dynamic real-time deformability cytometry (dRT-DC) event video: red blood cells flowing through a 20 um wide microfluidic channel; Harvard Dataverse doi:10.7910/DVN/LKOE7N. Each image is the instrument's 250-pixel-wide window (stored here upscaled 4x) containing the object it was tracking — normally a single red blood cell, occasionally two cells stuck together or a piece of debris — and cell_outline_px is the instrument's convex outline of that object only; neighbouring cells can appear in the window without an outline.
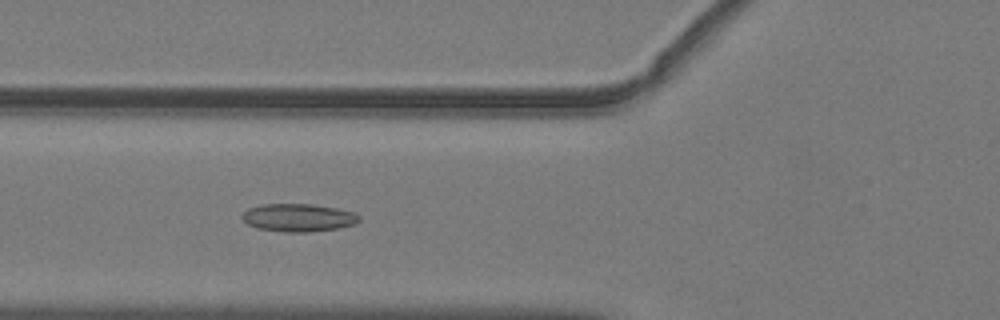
{"species": "common noctule bat (a hibernating species)", "species_latin": "Nyctalus noctula", "temperature_condition": "warm", "stored_images_in_passage": 52, "camera_frame_rate_fps": 3000, "um_per_image_px": 0.085, "animal": {"sex": "male", "body_mass_g": 19.2, "forearm_length_mm": 51.8}, "frame": {"image": 1, "passage_image": 21, "time_ms": 6.667, "image_size_px": [1000, 320], "cell_outline_px": [[360, 220], [356, 224], [336, 228], [308, 232], [284, 232], [256, 228], [248, 224], [240, 216], [248, 208], [264, 204], [312, 204], [336, 208], [352, 212], [360, 216]], "centroid_in_image_um": [25.34, 18.5], "position_along_channel_um": 100.5, "area_um2": 18.96}}
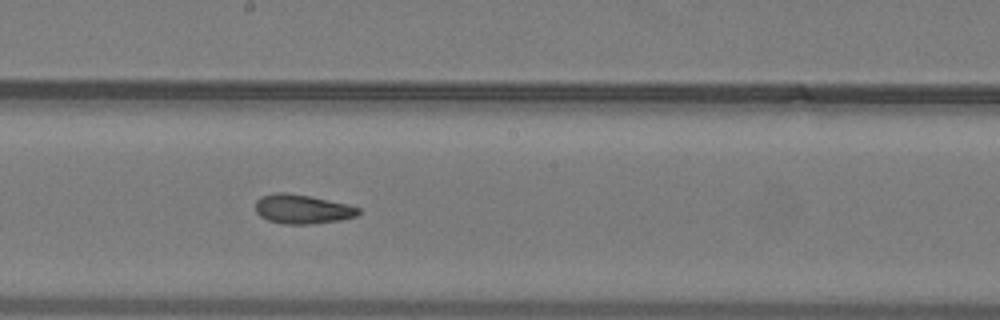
{"frame": {"image": 2, "passage_image": 30, "time_ms": 9.667, "image_size_px": [1000, 320], "cell_outline_px": [[360, 212], [356, 216], [340, 220], [308, 224], [284, 224], [268, 220], [260, 216], [256, 212], [256, 200], [260, 196], [276, 192], [288, 192], [312, 196], [348, 204], [360, 208]], "centroid_in_image_um": [25.68, 17.76], "position_along_channel_um": 222.5, "area_um2": 17.69}}
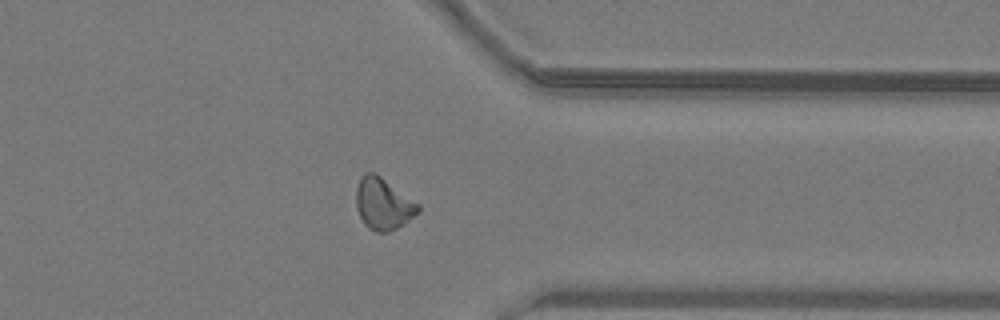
{"frame": {"image": 3, "passage_image": 42, "time_ms": 13.667, "image_size_px": [1000, 320], "cell_outline_px": [[420, 212], [396, 228], [388, 232], [376, 232], [368, 228], [364, 224], [356, 208], [356, 188], [360, 176], [364, 172], [376, 172], [420, 204]], "centroid_in_image_um": [32.56, 17.3], "position_along_channel_um": 378.8, "area_um2": 18.9}, "authors_computed_cell_mechanics": {"area_um2": 18.0336, "velocity_mm_per_s": 4.0482, "shape_relaxation_time_tau1_ms": null, "shape_relaxation_time_tau2_ms": 2.4745, "deformation_change_tau1": null, "deformation_change_tau2": 0.0776}}